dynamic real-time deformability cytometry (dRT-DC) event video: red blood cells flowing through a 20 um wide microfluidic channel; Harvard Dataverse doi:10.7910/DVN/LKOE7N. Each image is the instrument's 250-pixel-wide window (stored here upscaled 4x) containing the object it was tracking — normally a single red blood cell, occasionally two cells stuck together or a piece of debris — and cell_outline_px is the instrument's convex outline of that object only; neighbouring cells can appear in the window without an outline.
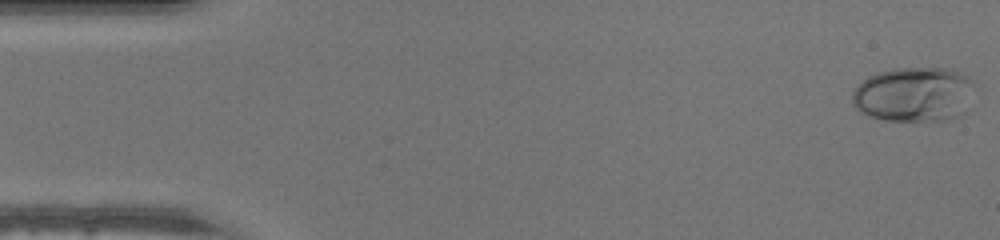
{"species": "human", "species_latin": "Homo sapiens", "temperature_condition": "warm", "stored_images_in_passage": 48, "camera_frame_rate_fps": 3000, "um_per_image_px": 0.085, "donor": {"sex": "male"}, "frame": {"image": 1, "passage_image": 1, "time_ms": 0.0, "image_size_px": [1000, 240], "cell_outline_px": [[972, 84], [968, 112], [960, 116], [948, 120], [884, 120], [868, 116], [860, 112], [852, 104], [852, 92], [868, 76], [876, 72], [896, 68], [944, 68], [956, 72], [972, 80]], "centroid_in_image_um": [77.67, 8.04], "position_along_channel_um": 7.3, "area_um2": 39.07}}
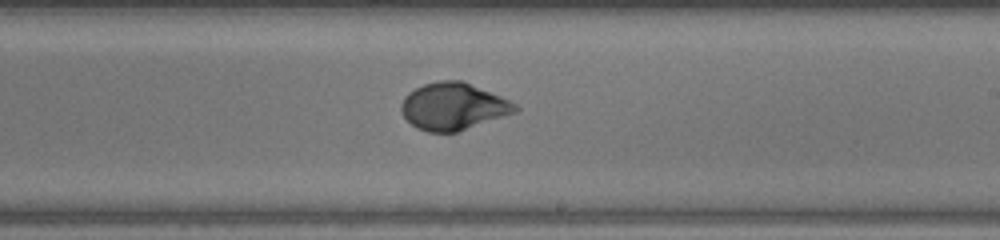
{"frame": {"image": 2, "passage_image": 28, "time_ms": 9.0, "image_size_px": [1000, 240], "cell_outline_px": [[520, 108], [516, 112], [456, 132], [428, 132], [416, 128], [404, 116], [400, 108], [400, 104], [404, 96], [408, 92], [424, 84], [440, 80], [460, 80], [500, 96], [516, 104]], "centroid_in_image_um": [38.49, 9.04], "position_along_channel_um": 250.5, "area_um2": 30.98}}
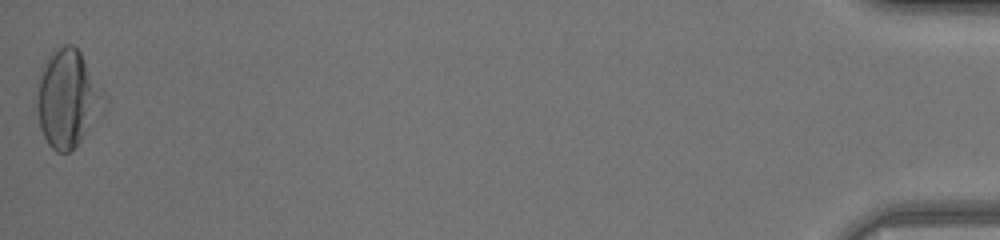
{"frame": {"image": 3, "passage_image": 48, "time_ms": 15.667, "image_size_px": [1000, 240], "cell_outline_px": [[92, 92], [84, 132], [80, 140], [68, 152], [56, 152], [48, 144], [40, 128], [36, 104], [36, 80], [48, 56], [52, 52], [64, 44], [72, 44], [80, 52], [84, 64]], "centroid_in_image_um": [5.37, 8.35], "position_along_channel_um": 429.8, "area_um2": 32.89}}